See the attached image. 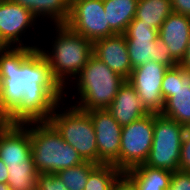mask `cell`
<instances>
[{
  "instance_id": "obj_27",
  "label": "cell",
  "mask_w": 190,
  "mask_h": 190,
  "mask_svg": "<svg viewBox=\"0 0 190 190\" xmlns=\"http://www.w3.org/2000/svg\"><path fill=\"white\" fill-rule=\"evenodd\" d=\"M167 190H190V172L179 170L172 173Z\"/></svg>"
},
{
  "instance_id": "obj_18",
  "label": "cell",
  "mask_w": 190,
  "mask_h": 190,
  "mask_svg": "<svg viewBox=\"0 0 190 190\" xmlns=\"http://www.w3.org/2000/svg\"><path fill=\"white\" fill-rule=\"evenodd\" d=\"M108 111L121 126L128 125L150 113L128 80H125L117 91Z\"/></svg>"
},
{
  "instance_id": "obj_23",
  "label": "cell",
  "mask_w": 190,
  "mask_h": 190,
  "mask_svg": "<svg viewBox=\"0 0 190 190\" xmlns=\"http://www.w3.org/2000/svg\"><path fill=\"white\" fill-rule=\"evenodd\" d=\"M7 184L11 190H37L38 172L32 156L24 164L7 165Z\"/></svg>"
},
{
  "instance_id": "obj_33",
  "label": "cell",
  "mask_w": 190,
  "mask_h": 190,
  "mask_svg": "<svg viewBox=\"0 0 190 190\" xmlns=\"http://www.w3.org/2000/svg\"><path fill=\"white\" fill-rule=\"evenodd\" d=\"M0 190H11L7 183H0Z\"/></svg>"
},
{
  "instance_id": "obj_7",
  "label": "cell",
  "mask_w": 190,
  "mask_h": 190,
  "mask_svg": "<svg viewBox=\"0 0 190 190\" xmlns=\"http://www.w3.org/2000/svg\"><path fill=\"white\" fill-rule=\"evenodd\" d=\"M129 60L132 68L155 61L169 67L177 63L170 55L169 48L158 38V30L143 21L133 19L124 33Z\"/></svg>"
},
{
  "instance_id": "obj_1",
  "label": "cell",
  "mask_w": 190,
  "mask_h": 190,
  "mask_svg": "<svg viewBox=\"0 0 190 190\" xmlns=\"http://www.w3.org/2000/svg\"><path fill=\"white\" fill-rule=\"evenodd\" d=\"M27 83L59 85L38 48L6 47L0 52V122L20 105Z\"/></svg>"
},
{
  "instance_id": "obj_10",
  "label": "cell",
  "mask_w": 190,
  "mask_h": 190,
  "mask_svg": "<svg viewBox=\"0 0 190 190\" xmlns=\"http://www.w3.org/2000/svg\"><path fill=\"white\" fill-rule=\"evenodd\" d=\"M161 93L165 101L161 114L190 127V72L178 64L169 67L163 76Z\"/></svg>"
},
{
  "instance_id": "obj_26",
  "label": "cell",
  "mask_w": 190,
  "mask_h": 190,
  "mask_svg": "<svg viewBox=\"0 0 190 190\" xmlns=\"http://www.w3.org/2000/svg\"><path fill=\"white\" fill-rule=\"evenodd\" d=\"M37 190H68L55 173H38Z\"/></svg>"
},
{
  "instance_id": "obj_24",
  "label": "cell",
  "mask_w": 190,
  "mask_h": 190,
  "mask_svg": "<svg viewBox=\"0 0 190 190\" xmlns=\"http://www.w3.org/2000/svg\"><path fill=\"white\" fill-rule=\"evenodd\" d=\"M96 165V163L84 161L76 166L62 169L55 174L68 190H84L89 173Z\"/></svg>"
},
{
  "instance_id": "obj_16",
  "label": "cell",
  "mask_w": 190,
  "mask_h": 190,
  "mask_svg": "<svg viewBox=\"0 0 190 190\" xmlns=\"http://www.w3.org/2000/svg\"><path fill=\"white\" fill-rule=\"evenodd\" d=\"M93 55L126 80L129 78L133 68L124 34H114L94 41Z\"/></svg>"
},
{
  "instance_id": "obj_25",
  "label": "cell",
  "mask_w": 190,
  "mask_h": 190,
  "mask_svg": "<svg viewBox=\"0 0 190 190\" xmlns=\"http://www.w3.org/2000/svg\"><path fill=\"white\" fill-rule=\"evenodd\" d=\"M120 173L113 164H97L89 173L84 190H110Z\"/></svg>"
},
{
  "instance_id": "obj_13",
  "label": "cell",
  "mask_w": 190,
  "mask_h": 190,
  "mask_svg": "<svg viewBox=\"0 0 190 190\" xmlns=\"http://www.w3.org/2000/svg\"><path fill=\"white\" fill-rule=\"evenodd\" d=\"M167 69L166 65L150 61L133 68L127 79L150 113L158 114L164 109L165 101L161 93V86Z\"/></svg>"
},
{
  "instance_id": "obj_14",
  "label": "cell",
  "mask_w": 190,
  "mask_h": 190,
  "mask_svg": "<svg viewBox=\"0 0 190 190\" xmlns=\"http://www.w3.org/2000/svg\"><path fill=\"white\" fill-rule=\"evenodd\" d=\"M96 135L98 164H113L120 170V140L122 126L108 109L88 111Z\"/></svg>"
},
{
  "instance_id": "obj_15",
  "label": "cell",
  "mask_w": 190,
  "mask_h": 190,
  "mask_svg": "<svg viewBox=\"0 0 190 190\" xmlns=\"http://www.w3.org/2000/svg\"><path fill=\"white\" fill-rule=\"evenodd\" d=\"M31 157L29 128L0 122V159L6 165L24 164Z\"/></svg>"
},
{
  "instance_id": "obj_4",
  "label": "cell",
  "mask_w": 190,
  "mask_h": 190,
  "mask_svg": "<svg viewBox=\"0 0 190 190\" xmlns=\"http://www.w3.org/2000/svg\"><path fill=\"white\" fill-rule=\"evenodd\" d=\"M24 124L29 128L31 156L38 173H56L84 162L48 121Z\"/></svg>"
},
{
  "instance_id": "obj_31",
  "label": "cell",
  "mask_w": 190,
  "mask_h": 190,
  "mask_svg": "<svg viewBox=\"0 0 190 190\" xmlns=\"http://www.w3.org/2000/svg\"><path fill=\"white\" fill-rule=\"evenodd\" d=\"M178 65L184 70L190 72V36L187 43L186 53Z\"/></svg>"
},
{
  "instance_id": "obj_5",
  "label": "cell",
  "mask_w": 190,
  "mask_h": 190,
  "mask_svg": "<svg viewBox=\"0 0 190 190\" xmlns=\"http://www.w3.org/2000/svg\"><path fill=\"white\" fill-rule=\"evenodd\" d=\"M67 100L65 97V102L56 106L48 122L66 143L76 149L84 161L98 164L96 135L89 112L72 105L71 98L68 102Z\"/></svg>"
},
{
  "instance_id": "obj_29",
  "label": "cell",
  "mask_w": 190,
  "mask_h": 190,
  "mask_svg": "<svg viewBox=\"0 0 190 190\" xmlns=\"http://www.w3.org/2000/svg\"><path fill=\"white\" fill-rule=\"evenodd\" d=\"M110 190H137V188L134 181L125 172H121L113 181Z\"/></svg>"
},
{
  "instance_id": "obj_28",
  "label": "cell",
  "mask_w": 190,
  "mask_h": 190,
  "mask_svg": "<svg viewBox=\"0 0 190 190\" xmlns=\"http://www.w3.org/2000/svg\"><path fill=\"white\" fill-rule=\"evenodd\" d=\"M179 167L181 171L190 172V127H187L181 144Z\"/></svg>"
},
{
  "instance_id": "obj_17",
  "label": "cell",
  "mask_w": 190,
  "mask_h": 190,
  "mask_svg": "<svg viewBox=\"0 0 190 190\" xmlns=\"http://www.w3.org/2000/svg\"><path fill=\"white\" fill-rule=\"evenodd\" d=\"M190 36V17L172 12L158 30V38L169 48L173 60L183 59Z\"/></svg>"
},
{
  "instance_id": "obj_11",
  "label": "cell",
  "mask_w": 190,
  "mask_h": 190,
  "mask_svg": "<svg viewBox=\"0 0 190 190\" xmlns=\"http://www.w3.org/2000/svg\"><path fill=\"white\" fill-rule=\"evenodd\" d=\"M65 25L92 43L116 34L107 22L103 0H82L73 3Z\"/></svg>"
},
{
  "instance_id": "obj_6",
  "label": "cell",
  "mask_w": 190,
  "mask_h": 190,
  "mask_svg": "<svg viewBox=\"0 0 190 190\" xmlns=\"http://www.w3.org/2000/svg\"><path fill=\"white\" fill-rule=\"evenodd\" d=\"M187 127L177 121L154 113L152 147L145 165L169 172L180 170L181 144Z\"/></svg>"
},
{
  "instance_id": "obj_3",
  "label": "cell",
  "mask_w": 190,
  "mask_h": 190,
  "mask_svg": "<svg viewBox=\"0 0 190 190\" xmlns=\"http://www.w3.org/2000/svg\"><path fill=\"white\" fill-rule=\"evenodd\" d=\"M125 80L92 55L69 88L65 89V96L71 97L68 91L75 87L71 91V98H76L72 105L83 111L108 109Z\"/></svg>"
},
{
  "instance_id": "obj_19",
  "label": "cell",
  "mask_w": 190,
  "mask_h": 190,
  "mask_svg": "<svg viewBox=\"0 0 190 190\" xmlns=\"http://www.w3.org/2000/svg\"><path fill=\"white\" fill-rule=\"evenodd\" d=\"M29 10L38 22L50 21L52 25H65L70 15L68 0H12ZM42 20V21H41ZM52 21V23H51ZM54 22V23H53Z\"/></svg>"
},
{
  "instance_id": "obj_8",
  "label": "cell",
  "mask_w": 190,
  "mask_h": 190,
  "mask_svg": "<svg viewBox=\"0 0 190 190\" xmlns=\"http://www.w3.org/2000/svg\"><path fill=\"white\" fill-rule=\"evenodd\" d=\"M20 105L3 121L6 124L48 121L56 106L65 100L60 85L24 86Z\"/></svg>"
},
{
  "instance_id": "obj_34",
  "label": "cell",
  "mask_w": 190,
  "mask_h": 190,
  "mask_svg": "<svg viewBox=\"0 0 190 190\" xmlns=\"http://www.w3.org/2000/svg\"><path fill=\"white\" fill-rule=\"evenodd\" d=\"M6 48L5 44L0 39V52Z\"/></svg>"
},
{
  "instance_id": "obj_32",
  "label": "cell",
  "mask_w": 190,
  "mask_h": 190,
  "mask_svg": "<svg viewBox=\"0 0 190 190\" xmlns=\"http://www.w3.org/2000/svg\"><path fill=\"white\" fill-rule=\"evenodd\" d=\"M8 176L7 165L0 159V183H7Z\"/></svg>"
},
{
  "instance_id": "obj_2",
  "label": "cell",
  "mask_w": 190,
  "mask_h": 190,
  "mask_svg": "<svg viewBox=\"0 0 190 190\" xmlns=\"http://www.w3.org/2000/svg\"><path fill=\"white\" fill-rule=\"evenodd\" d=\"M52 27L54 29L50 27V30L56 32L49 42L51 48L45 49L39 45L38 50L48 61L54 79L65 90L93 55V43L66 25Z\"/></svg>"
},
{
  "instance_id": "obj_12",
  "label": "cell",
  "mask_w": 190,
  "mask_h": 190,
  "mask_svg": "<svg viewBox=\"0 0 190 190\" xmlns=\"http://www.w3.org/2000/svg\"><path fill=\"white\" fill-rule=\"evenodd\" d=\"M37 21L32 13L21 5L14 3L12 0H1L0 39L6 47L38 48L40 43L36 45L35 42H32L34 45L32 43L28 45V42L23 41L26 37L25 33L30 34L31 30H38ZM34 28H37V30ZM22 36L25 37L22 38Z\"/></svg>"
},
{
  "instance_id": "obj_21",
  "label": "cell",
  "mask_w": 190,
  "mask_h": 190,
  "mask_svg": "<svg viewBox=\"0 0 190 190\" xmlns=\"http://www.w3.org/2000/svg\"><path fill=\"white\" fill-rule=\"evenodd\" d=\"M138 0H103L109 27L116 34H124L135 18Z\"/></svg>"
},
{
  "instance_id": "obj_35",
  "label": "cell",
  "mask_w": 190,
  "mask_h": 190,
  "mask_svg": "<svg viewBox=\"0 0 190 190\" xmlns=\"http://www.w3.org/2000/svg\"><path fill=\"white\" fill-rule=\"evenodd\" d=\"M77 1H82V0H68L70 6H71L73 3L77 2Z\"/></svg>"
},
{
  "instance_id": "obj_20",
  "label": "cell",
  "mask_w": 190,
  "mask_h": 190,
  "mask_svg": "<svg viewBox=\"0 0 190 190\" xmlns=\"http://www.w3.org/2000/svg\"><path fill=\"white\" fill-rule=\"evenodd\" d=\"M125 173L134 181L137 190H167L172 176V172L145 164L137 165Z\"/></svg>"
},
{
  "instance_id": "obj_22",
  "label": "cell",
  "mask_w": 190,
  "mask_h": 190,
  "mask_svg": "<svg viewBox=\"0 0 190 190\" xmlns=\"http://www.w3.org/2000/svg\"><path fill=\"white\" fill-rule=\"evenodd\" d=\"M172 12L171 0H138L135 19L159 30Z\"/></svg>"
},
{
  "instance_id": "obj_30",
  "label": "cell",
  "mask_w": 190,
  "mask_h": 190,
  "mask_svg": "<svg viewBox=\"0 0 190 190\" xmlns=\"http://www.w3.org/2000/svg\"><path fill=\"white\" fill-rule=\"evenodd\" d=\"M172 11L190 17V0H171Z\"/></svg>"
},
{
  "instance_id": "obj_9",
  "label": "cell",
  "mask_w": 190,
  "mask_h": 190,
  "mask_svg": "<svg viewBox=\"0 0 190 190\" xmlns=\"http://www.w3.org/2000/svg\"><path fill=\"white\" fill-rule=\"evenodd\" d=\"M154 133V113L122 126L120 140V171L144 164L149 156Z\"/></svg>"
}]
</instances>
